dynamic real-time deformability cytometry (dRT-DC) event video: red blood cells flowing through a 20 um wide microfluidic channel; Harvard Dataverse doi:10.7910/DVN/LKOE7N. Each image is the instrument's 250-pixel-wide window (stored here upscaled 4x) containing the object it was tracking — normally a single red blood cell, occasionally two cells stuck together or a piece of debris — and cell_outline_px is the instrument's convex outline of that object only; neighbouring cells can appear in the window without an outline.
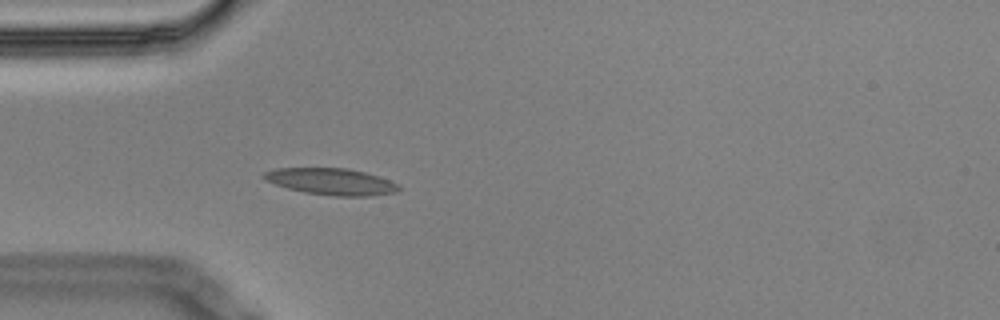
{"species": "Egyptian fruit bat (a non-hibernating species)", "species_latin": "Rousettus aegyptiacus", "temperature_condition": "cold", "stored_images_in_passage": 3, "camera_frame_rate_fps": 3000, "um_per_image_px": 0.085, "animal": {"sex": "male"}, "frame": {"image": 1, "passage_image": 3, "time_ms": 0.667, "image_size_px": [1000, 320], "cell_outline_px": [[400, 188], [396, 192], [372, 196], [336, 196], [304, 192], [288, 188], [264, 180], [260, 176], [264, 172], [276, 168], [348, 168], [380, 176], [400, 184]], "centroid_in_image_um": [28.17, 15.43], "position_along_channel_um": 56.8, "area_um2": 21.04}}